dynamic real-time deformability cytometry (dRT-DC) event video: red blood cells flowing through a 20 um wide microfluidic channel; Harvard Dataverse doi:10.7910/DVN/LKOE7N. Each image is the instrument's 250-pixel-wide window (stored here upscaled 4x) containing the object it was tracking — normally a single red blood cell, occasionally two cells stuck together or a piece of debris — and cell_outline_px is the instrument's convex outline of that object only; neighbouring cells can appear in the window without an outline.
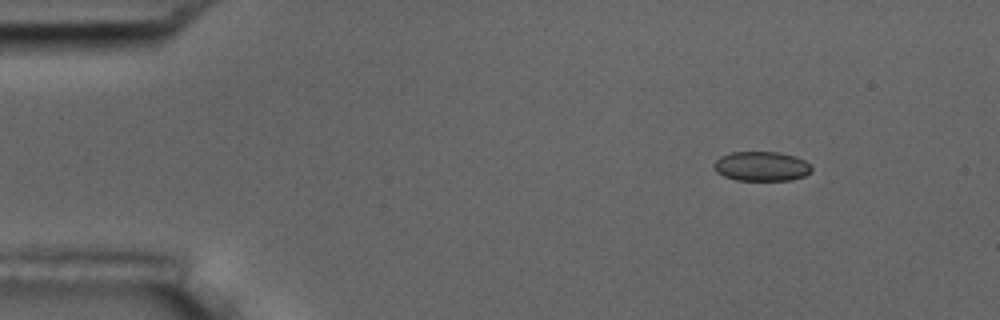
{"species": "common noctule bat (a hibernating species)", "species_latin": "Nyctalus noctula", "temperature_condition": "room temperature", "stored_images_in_passage": 3, "camera_frame_rate_fps": 3000, "um_per_image_px": 0.085, "animal": {"sex": "male", "body_mass_g": 17.5, "forearm_length_mm": 52.3}, "frame": {"image": 1, "passage_image": 1, "time_ms": 0.0, "image_size_px": [1000, 320], "cell_outline_px": [[812, 172], [804, 176], [792, 180], [736, 180], [724, 176], [716, 172], [712, 164], [720, 156], [732, 152], [780, 152], [796, 156], [804, 160], [812, 168]], "centroid_in_image_um": [64.72, 14.13], "position_along_channel_um": 20.3, "area_um2": 16.94}}
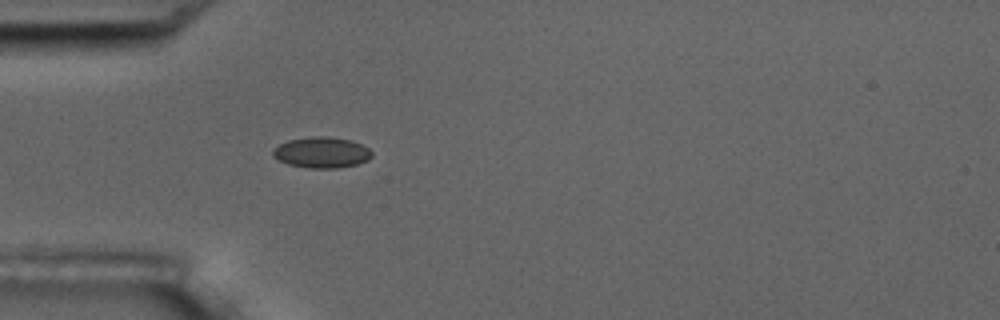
{"frame": {"image": 2, "passage_image": 3, "time_ms": 3.333, "image_size_px": [1000, 320], "cell_outline_px": [[372, 156], [368, 160], [356, 164], [336, 168], [308, 168], [288, 164], [272, 156], [272, 148], [288, 140], [312, 136], [328, 136], [352, 140], [368, 148], [372, 152]], "centroid_in_image_um": [27.33, 12.95], "position_along_channel_um": 57.7, "area_um2": 17.86}}